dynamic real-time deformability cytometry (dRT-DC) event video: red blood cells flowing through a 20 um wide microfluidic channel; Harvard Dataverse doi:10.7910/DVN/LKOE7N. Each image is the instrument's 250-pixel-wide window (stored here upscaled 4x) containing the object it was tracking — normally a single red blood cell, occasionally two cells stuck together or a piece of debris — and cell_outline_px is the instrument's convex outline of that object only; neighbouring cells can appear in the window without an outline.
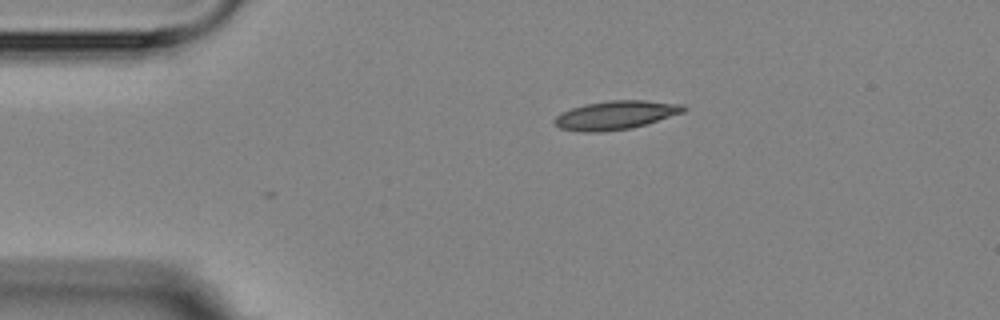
{"species": "Egyptian fruit bat (a non-hibernating species)", "species_latin": "Rousettus aegyptiacus", "temperature_condition": "room temperature", "stored_images_in_passage": 5, "camera_frame_rate_fps": 3000, "um_per_image_px": 0.085, "animal": {"sex": "female"}, "frame": {"image": 1, "passage_image": 5, "time_ms": 4.667, "image_size_px": [1000, 320], "cell_outline_px": [[688, 108], [684, 112], [632, 128], [600, 132], [580, 132], [560, 128], [552, 120], [560, 112], [584, 104], [608, 100], [644, 100], [684, 104]], "centroid_in_image_um": [52.32, 9.78], "position_along_channel_um": 32.7, "area_um2": 21.68}}